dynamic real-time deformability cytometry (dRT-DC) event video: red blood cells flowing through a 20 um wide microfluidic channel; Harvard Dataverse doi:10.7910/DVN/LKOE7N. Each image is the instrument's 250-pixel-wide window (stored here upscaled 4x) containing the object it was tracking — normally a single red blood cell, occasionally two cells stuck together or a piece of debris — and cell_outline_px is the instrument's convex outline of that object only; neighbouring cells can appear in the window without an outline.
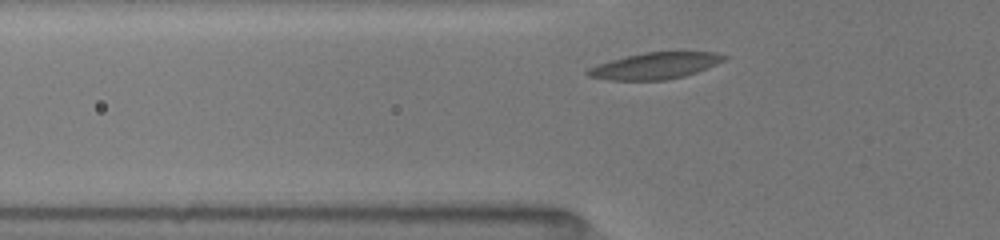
{"species": "common noctule bat (a hibernating species)", "species_latin": "Nyctalus noctula", "temperature_condition": "room temperature", "stored_images_in_passage": 22, "camera_frame_rate_fps": 3000, "um_per_image_px": 0.085, "animal": {"sex": "female", "body_mass_g": 19.5, "forearm_length_mm": 54.1}, "frame": {"image": 1, "passage_image": 3, "time_ms": 0.667, "image_size_px": [1000, 240], "cell_outline_px": [[728, 56], [724, 60], [716, 64], [696, 72], [684, 76], [664, 80], [608, 80], [588, 76], [584, 72], [588, 68], [612, 60], [644, 52], [716, 52]], "centroid_in_image_um": [55.68, 5.59], "position_along_channel_um": 70.1, "area_um2": 20.75}}
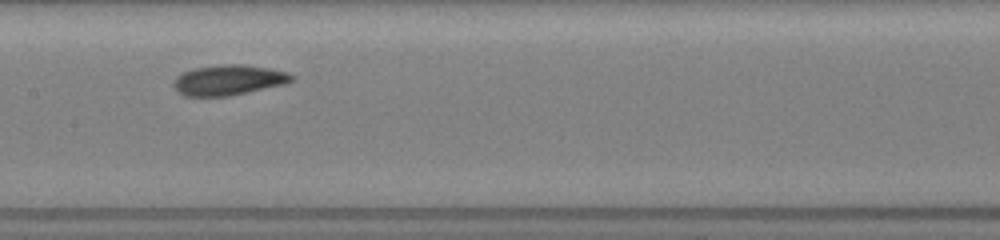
{"frame": {"image": 2, "passage_image": 9, "time_ms": 3.667, "image_size_px": [1000, 240], "cell_outline_px": [[292, 80], [284, 84], [228, 96], [184, 96], [172, 84], [176, 76], [184, 72], [196, 68], [220, 64], [244, 64], [288, 72], [292, 76]], "centroid_in_image_um": [19.4, 6.8], "position_along_channel_um": 188.0, "area_um2": 20.52}}
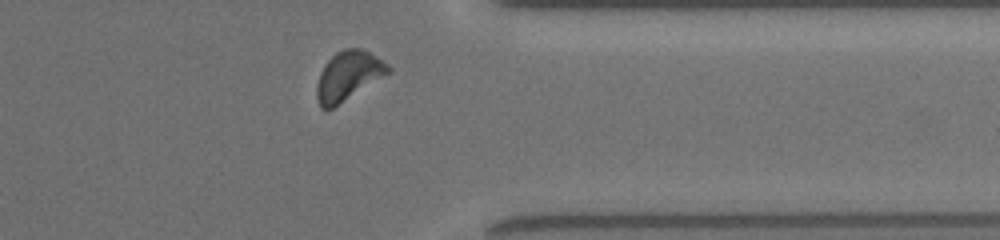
{"frame": {"image": 3, "passage_image": 20, "time_ms": 8.667, "image_size_px": [1000, 240], "cell_outline_px": [[392, 72], [332, 108], [320, 108], [316, 96], [316, 88], [320, 72], [328, 60], [336, 52], [344, 48], [364, 48], [388, 64], [392, 68]], "centroid_in_image_um": [29.63, 6.42], "position_along_channel_um": 381.8, "area_um2": 20.52}, "authors_computed_cell_mechanics": {"area_um2": 20.0855, "velocity_mm_per_s": 3.9709, "shape_relaxation_time_tau1_ms": 1.6938, "shape_relaxation_time_tau2_ms": 5.9314, "deformation_change_tau1": 0.1011, "deformation_change_tau2": 0.1366}}